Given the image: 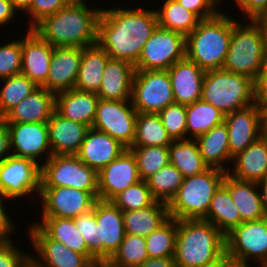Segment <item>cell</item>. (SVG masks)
<instances>
[{
  "instance_id": "35",
  "label": "cell",
  "mask_w": 267,
  "mask_h": 267,
  "mask_svg": "<svg viewBox=\"0 0 267 267\" xmlns=\"http://www.w3.org/2000/svg\"><path fill=\"white\" fill-rule=\"evenodd\" d=\"M170 163L184 178L198 175L209 169L204 162L195 139L175 140L169 145Z\"/></svg>"
},
{
  "instance_id": "30",
  "label": "cell",
  "mask_w": 267,
  "mask_h": 267,
  "mask_svg": "<svg viewBox=\"0 0 267 267\" xmlns=\"http://www.w3.org/2000/svg\"><path fill=\"white\" fill-rule=\"evenodd\" d=\"M195 140L200 154L209 168H218L225 172L229 171L230 165L227 168V164H231L233 158L230 156L228 128L224 122L216 125Z\"/></svg>"
},
{
  "instance_id": "31",
  "label": "cell",
  "mask_w": 267,
  "mask_h": 267,
  "mask_svg": "<svg viewBox=\"0 0 267 267\" xmlns=\"http://www.w3.org/2000/svg\"><path fill=\"white\" fill-rule=\"evenodd\" d=\"M110 56L97 43L82 48V59L74 89L98 93L105 65Z\"/></svg>"
},
{
  "instance_id": "32",
  "label": "cell",
  "mask_w": 267,
  "mask_h": 267,
  "mask_svg": "<svg viewBox=\"0 0 267 267\" xmlns=\"http://www.w3.org/2000/svg\"><path fill=\"white\" fill-rule=\"evenodd\" d=\"M122 215L125 233L144 238L170 218L168 205L159 201L147 208L123 211Z\"/></svg>"
},
{
  "instance_id": "60",
  "label": "cell",
  "mask_w": 267,
  "mask_h": 267,
  "mask_svg": "<svg viewBox=\"0 0 267 267\" xmlns=\"http://www.w3.org/2000/svg\"><path fill=\"white\" fill-rule=\"evenodd\" d=\"M249 263L232 260L227 254L224 255V267H249Z\"/></svg>"
},
{
  "instance_id": "11",
  "label": "cell",
  "mask_w": 267,
  "mask_h": 267,
  "mask_svg": "<svg viewBox=\"0 0 267 267\" xmlns=\"http://www.w3.org/2000/svg\"><path fill=\"white\" fill-rule=\"evenodd\" d=\"M186 57V37L157 26L143 46L135 70H168Z\"/></svg>"
},
{
  "instance_id": "52",
  "label": "cell",
  "mask_w": 267,
  "mask_h": 267,
  "mask_svg": "<svg viewBox=\"0 0 267 267\" xmlns=\"http://www.w3.org/2000/svg\"><path fill=\"white\" fill-rule=\"evenodd\" d=\"M243 12L244 20H252L255 16L267 12V0H234ZM247 15V16H246Z\"/></svg>"
},
{
  "instance_id": "17",
  "label": "cell",
  "mask_w": 267,
  "mask_h": 267,
  "mask_svg": "<svg viewBox=\"0 0 267 267\" xmlns=\"http://www.w3.org/2000/svg\"><path fill=\"white\" fill-rule=\"evenodd\" d=\"M7 125L11 155L30 158L38 164L42 156L46 158L44 162L52 156L47 122L7 123Z\"/></svg>"
},
{
  "instance_id": "61",
  "label": "cell",
  "mask_w": 267,
  "mask_h": 267,
  "mask_svg": "<svg viewBox=\"0 0 267 267\" xmlns=\"http://www.w3.org/2000/svg\"><path fill=\"white\" fill-rule=\"evenodd\" d=\"M89 267H117L113 265L109 260H96L93 261Z\"/></svg>"
},
{
  "instance_id": "64",
  "label": "cell",
  "mask_w": 267,
  "mask_h": 267,
  "mask_svg": "<svg viewBox=\"0 0 267 267\" xmlns=\"http://www.w3.org/2000/svg\"><path fill=\"white\" fill-rule=\"evenodd\" d=\"M216 2L217 5L224 3L223 0H214ZM221 2V3H220Z\"/></svg>"
},
{
  "instance_id": "45",
  "label": "cell",
  "mask_w": 267,
  "mask_h": 267,
  "mask_svg": "<svg viewBox=\"0 0 267 267\" xmlns=\"http://www.w3.org/2000/svg\"><path fill=\"white\" fill-rule=\"evenodd\" d=\"M163 126L173 141L187 138L186 106L172 103L158 113Z\"/></svg>"
},
{
  "instance_id": "55",
  "label": "cell",
  "mask_w": 267,
  "mask_h": 267,
  "mask_svg": "<svg viewBox=\"0 0 267 267\" xmlns=\"http://www.w3.org/2000/svg\"><path fill=\"white\" fill-rule=\"evenodd\" d=\"M18 12L14 9L10 0H0V27L6 25L16 17Z\"/></svg>"
},
{
  "instance_id": "24",
  "label": "cell",
  "mask_w": 267,
  "mask_h": 267,
  "mask_svg": "<svg viewBox=\"0 0 267 267\" xmlns=\"http://www.w3.org/2000/svg\"><path fill=\"white\" fill-rule=\"evenodd\" d=\"M125 149L110 135L90 127L76 156L87 166L99 172Z\"/></svg>"
},
{
  "instance_id": "4",
  "label": "cell",
  "mask_w": 267,
  "mask_h": 267,
  "mask_svg": "<svg viewBox=\"0 0 267 267\" xmlns=\"http://www.w3.org/2000/svg\"><path fill=\"white\" fill-rule=\"evenodd\" d=\"M222 10L201 20L186 37V57L204 71L222 69L229 49L233 18Z\"/></svg>"
},
{
  "instance_id": "27",
  "label": "cell",
  "mask_w": 267,
  "mask_h": 267,
  "mask_svg": "<svg viewBox=\"0 0 267 267\" xmlns=\"http://www.w3.org/2000/svg\"><path fill=\"white\" fill-rule=\"evenodd\" d=\"M232 163L233 169L227 173L234 178L252 182L264 179L267 176V135L234 156Z\"/></svg>"
},
{
  "instance_id": "38",
  "label": "cell",
  "mask_w": 267,
  "mask_h": 267,
  "mask_svg": "<svg viewBox=\"0 0 267 267\" xmlns=\"http://www.w3.org/2000/svg\"><path fill=\"white\" fill-rule=\"evenodd\" d=\"M172 142L159 114H137L135 138L131 147L169 146Z\"/></svg>"
},
{
  "instance_id": "46",
  "label": "cell",
  "mask_w": 267,
  "mask_h": 267,
  "mask_svg": "<svg viewBox=\"0 0 267 267\" xmlns=\"http://www.w3.org/2000/svg\"><path fill=\"white\" fill-rule=\"evenodd\" d=\"M20 39L0 44V80L21 73L22 38Z\"/></svg>"
},
{
  "instance_id": "14",
  "label": "cell",
  "mask_w": 267,
  "mask_h": 267,
  "mask_svg": "<svg viewBox=\"0 0 267 267\" xmlns=\"http://www.w3.org/2000/svg\"><path fill=\"white\" fill-rule=\"evenodd\" d=\"M41 218H76L93 209L97 199L71 187H41Z\"/></svg>"
},
{
  "instance_id": "54",
  "label": "cell",
  "mask_w": 267,
  "mask_h": 267,
  "mask_svg": "<svg viewBox=\"0 0 267 267\" xmlns=\"http://www.w3.org/2000/svg\"><path fill=\"white\" fill-rule=\"evenodd\" d=\"M11 155L10 136L7 123L0 118V163Z\"/></svg>"
},
{
  "instance_id": "50",
  "label": "cell",
  "mask_w": 267,
  "mask_h": 267,
  "mask_svg": "<svg viewBox=\"0 0 267 267\" xmlns=\"http://www.w3.org/2000/svg\"><path fill=\"white\" fill-rule=\"evenodd\" d=\"M187 10L193 12L200 20L215 17L221 10L214 0H177Z\"/></svg>"
},
{
  "instance_id": "26",
  "label": "cell",
  "mask_w": 267,
  "mask_h": 267,
  "mask_svg": "<svg viewBox=\"0 0 267 267\" xmlns=\"http://www.w3.org/2000/svg\"><path fill=\"white\" fill-rule=\"evenodd\" d=\"M135 66L127 61L109 58L97 96L102 100H130Z\"/></svg>"
},
{
  "instance_id": "56",
  "label": "cell",
  "mask_w": 267,
  "mask_h": 267,
  "mask_svg": "<svg viewBox=\"0 0 267 267\" xmlns=\"http://www.w3.org/2000/svg\"><path fill=\"white\" fill-rule=\"evenodd\" d=\"M136 267H176L173 257L148 258L144 263Z\"/></svg>"
},
{
  "instance_id": "3",
  "label": "cell",
  "mask_w": 267,
  "mask_h": 267,
  "mask_svg": "<svg viewBox=\"0 0 267 267\" xmlns=\"http://www.w3.org/2000/svg\"><path fill=\"white\" fill-rule=\"evenodd\" d=\"M226 254L225 235L203 219L177 220L176 267H204Z\"/></svg>"
},
{
  "instance_id": "22",
  "label": "cell",
  "mask_w": 267,
  "mask_h": 267,
  "mask_svg": "<svg viewBox=\"0 0 267 267\" xmlns=\"http://www.w3.org/2000/svg\"><path fill=\"white\" fill-rule=\"evenodd\" d=\"M167 71L175 103L187 106L201 100L206 71L187 57L174 63Z\"/></svg>"
},
{
  "instance_id": "51",
  "label": "cell",
  "mask_w": 267,
  "mask_h": 267,
  "mask_svg": "<svg viewBox=\"0 0 267 267\" xmlns=\"http://www.w3.org/2000/svg\"><path fill=\"white\" fill-rule=\"evenodd\" d=\"M255 103L262 108L267 107V55L261 67V72L254 81Z\"/></svg>"
},
{
  "instance_id": "42",
  "label": "cell",
  "mask_w": 267,
  "mask_h": 267,
  "mask_svg": "<svg viewBox=\"0 0 267 267\" xmlns=\"http://www.w3.org/2000/svg\"><path fill=\"white\" fill-rule=\"evenodd\" d=\"M141 180L146 181L159 169L170 163L169 146L131 147Z\"/></svg>"
},
{
  "instance_id": "5",
  "label": "cell",
  "mask_w": 267,
  "mask_h": 267,
  "mask_svg": "<svg viewBox=\"0 0 267 267\" xmlns=\"http://www.w3.org/2000/svg\"><path fill=\"white\" fill-rule=\"evenodd\" d=\"M226 173L218 168H209L201 174L184 178L168 204L170 217L177 220L204 219Z\"/></svg>"
},
{
  "instance_id": "39",
  "label": "cell",
  "mask_w": 267,
  "mask_h": 267,
  "mask_svg": "<svg viewBox=\"0 0 267 267\" xmlns=\"http://www.w3.org/2000/svg\"><path fill=\"white\" fill-rule=\"evenodd\" d=\"M183 181V174L171 163L146 180L153 199L167 205L176 195Z\"/></svg>"
},
{
  "instance_id": "15",
  "label": "cell",
  "mask_w": 267,
  "mask_h": 267,
  "mask_svg": "<svg viewBox=\"0 0 267 267\" xmlns=\"http://www.w3.org/2000/svg\"><path fill=\"white\" fill-rule=\"evenodd\" d=\"M28 228L30 243L38 254L34 257L31 253V267H89L92 263L86 255L49 238L36 224L32 223Z\"/></svg>"
},
{
  "instance_id": "49",
  "label": "cell",
  "mask_w": 267,
  "mask_h": 267,
  "mask_svg": "<svg viewBox=\"0 0 267 267\" xmlns=\"http://www.w3.org/2000/svg\"><path fill=\"white\" fill-rule=\"evenodd\" d=\"M13 242H0V267H31V255L19 250Z\"/></svg>"
},
{
  "instance_id": "53",
  "label": "cell",
  "mask_w": 267,
  "mask_h": 267,
  "mask_svg": "<svg viewBox=\"0 0 267 267\" xmlns=\"http://www.w3.org/2000/svg\"><path fill=\"white\" fill-rule=\"evenodd\" d=\"M8 200L0 194V242H6L12 240L10 234L14 232V223L9 218L8 213L6 212V208L4 206V201Z\"/></svg>"
},
{
  "instance_id": "20",
  "label": "cell",
  "mask_w": 267,
  "mask_h": 267,
  "mask_svg": "<svg viewBox=\"0 0 267 267\" xmlns=\"http://www.w3.org/2000/svg\"><path fill=\"white\" fill-rule=\"evenodd\" d=\"M82 59V48L54 47L46 82L42 87L55 94L74 89Z\"/></svg>"
},
{
  "instance_id": "19",
  "label": "cell",
  "mask_w": 267,
  "mask_h": 267,
  "mask_svg": "<svg viewBox=\"0 0 267 267\" xmlns=\"http://www.w3.org/2000/svg\"><path fill=\"white\" fill-rule=\"evenodd\" d=\"M94 215L98 225V260H109L126 235L122 211L111 201L97 200Z\"/></svg>"
},
{
  "instance_id": "37",
  "label": "cell",
  "mask_w": 267,
  "mask_h": 267,
  "mask_svg": "<svg viewBox=\"0 0 267 267\" xmlns=\"http://www.w3.org/2000/svg\"><path fill=\"white\" fill-rule=\"evenodd\" d=\"M161 9L156 10L158 26L178 32L187 37L201 21L193 12L177 0H164Z\"/></svg>"
},
{
  "instance_id": "57",
  "label": "cell",
  "mask_w": 267,
  "mask_h": 267,
  "mask_svg": "<svg viewBox=\"0 0 267 267\" xmlns=\"http://www.w3.org/2000/svg\"><path fill=\"white\" fill-rule=\"evenodd\" d=\"M252 21L260 30L263 46L267 53V12L255 16Z\"/></svg>"
},
{
  "instance_id": "41",
  "label": "cell",
  "mask_w": 267,
  "mask_h": 267,
  "mask_svg": "<svg viewBox=\"0 0 267 267\" xmlns=\"http://www.w3.org/2000/svg\"><path fill=\"white\" fill-rule=\"evenodd\" d=\"M177 234V219L170 217L162 226L145 237L149 258L173 257Z\"/></svg>"
},
{
  "instance_id": "10",
  "label": "cell",
  "mask_w": 267,
  "mask_h": 267,
  "mask_svg": "<svg viewBox=\"0 0 267 267\" xmlns=\"http://www.w3.org/2000/svg\"><path fill=\"white\" fill-rule=\"evenodd\" d=\"M225 242L232 260L249 263L252 259L259 262L258 267H267V217L241 223L225 236Z\"/></svg>"
},
{
  "instance_id": "21",
  "label": "cell",
  "mask_w": 267,
  "mask_h": 267,
  "mask_svg": "<svg viewBox=\"0 0 267 267\" xmlns=\"http://www.w3.org/2000/svg\"><path fill=\"white\" fill-rule=\"evenodd\" d=\"M53 48L34 30L27 29L26 36L22 38L21 74L42 86L47 80Z\"/></svg>"
},
{
  "instance_id": "25",
  "label": "cell",
  "mask_w": 267,
  "mask_h": 267,
  "mask_svg": "<svg viewBox=\"0 0 267 267\" xmlns=\"http://www.w3.org/2000/svg\"><path fill=\"white\" fill-rule=\"evenodd\" d=\"M56 94L39 86L11 108L2 119L6 123L48 122L55 111Z\"/></svg>"
},
{
  "instance_id": "23",
  "label": "cell",
  "mask_w": 267,
  "mask_h": 267,
  "mask_svg": "<svg viewBox=\"0 0 267 267\" xmlns=\"http://www.w3.org/2000/svg\"><path fill=\"white\" fill-rule=\"evenodd\" d=\"M52 155H76L89 126L66 119L56 111L47 122Z\"/></svg>"
},
{
  "instance_id": "48",
  "label": "cell",
  "mask_w": 267,
  "mask_h": 267,
  "mask_svg": "<svg viewBox=\"0 0 267 267\" xmlns=\"http://www.w3.org/2000/svg\"><path fill=\"white\" fill-rule=\"evenodd\" d=\"M71 0H33L28 14L29 29H32L37 23L48 15L56 13L65 7Z\"/></svg>"
},
{
  "instance_id": "65",
  "label": "cell",
  "mask_w": 267,
  "mask_h": 267,
  "mask_svg": "<svg viewBox=\"0 0 267 267\" xmlns=\"http://www.w3.org/2000/svg\"><path fill=\"white\" fill-rule=\"evenodd\" d=\"M264 113H267V107H266V108H264Z\"/></svg>"
},
{
  "instance_id": "34",
  "label": "cell",
  "mask_w": 267,
  "mask_h": 267,
  "mask_svg": "<svg viewBox=\"0 0 267 267\" xmlns=\"http://www.w3.org/2000/svg\"><path fill=\"white\" fill-rule=\"evenodd\" d=\"M49 238L59 241L70 250L86 255L89 249L72 218H42L34 222Z\"/></svg>"
},
{
  "instance_id": "40",
  "label": "cell",
  "mask_w": 267,
  "mask_h": 267,
  "mask_svg": "<svg viewBox=\"0 0 267 267\" xmlns=\"http://www.w3.org/2000/svg\"><path fill=\"white\" fill-rule=\"evenodd\" d=\"M0 89V118L11 108L26 98L39 86L23 74L12 75L1 79Z\"/></svg>"
},
{
  "instance_id": "62",
  "label": "cell",
  "mask_w": 267,
  "mask_h": 267,
  "mask_svg": "<svg viewBox=\"0 0 267 267\" xmlns=\"http://www.w3.org/2000/svg\"><path fill=\"white\" fill-rule=\"evenodd\" d=\"M204 267H224V256L215 263L206 265Z\"/></svg>"
},
{
  "instance_id": "13",
  "label": "cell",
  "mask_w": 267,
  "mask_h": 267,
  "mask_svg": "<svg viewBox=\"0 0 267 267\" xmlns=\"http://www.w3.org/2000/svg\"><path fill=\"white\" fill-rule=\"evenodd\" d=\"M41 164L10 155L0 163V194L10 200L40 195Z\"/></svg>"
},
{
  "instance_id": "33",
  "label": "cell",
  "mask_w": 267,
  "mask_h": 267,
  "mask_svg": "<svg viewBox=\"0 0 267 267\" xmlns=\"http://www.w3.org/2000/svg\"><path fill=\"white\" fill-rule=\"evenodd\" d=\"M203 220L213 224L225 236L242 223L238 208L223 184L215 191L207 215Z\"/></svg>"
},
{
  "instance_id": "59",
  "label": "cell",
  "mask_w": 267,
  "mask_h": 267,
  "mask_svg": "<svg viewBox=\"0 0 267 267\" xmlns=\"http://www.w3.org/2000/svg\"><path fill=\"white\" fill-rule=\"evenodd\" d=\"M14 9L17 12H23L24 14L30 9L33 0H10Z\"/></svg>"
},
{
  "instance_id": "29",
  "label": "cell",
  "mask_w": 267,
  "mask_h": 267,
  "mask_svg": "<svg viewBox=\"0 0 267 267\" xmlns=\"http://www.w3.org/2000/svg\"><path fill=\"white\" fill-rule=\"evenodd\" d=\"M222 184L238 208L242 223L266 217L257 182L239 180L226 173Z\"/></svg>"
},
{
  "instance_id": "63",
  "label": "cell",
  "mask_w": 267,
  "mask_h": 267,
  "mask_svg": "<svg viewBox=\"0 0 267 267\" xmlns=\"http://www.w3.org/2000/svg\"><path fill=\"white\" fill-rule=\"evenodd\" d=\"M264 127H265V134L267 135V113H264Z\"/></svg>"
},
{
  "instance_id": "58",
  "label": "cell",
  "mask_w": 267,
  "mask_h": 267,
  "mask_svg": "<svg viewBox=\"0 0 267 267\" xmlns=\"http://www.w3.org/2000/svg\"><path fill=\"white\" fill-rule=\"evenodd\" d=\"M265 215L267 217V176L257 182ZM261 188V189H260Z\"/></svg>"
},
{
  "instance_id": "8",
  "label": "cell",
  "mask_w": 267,
  "mask_h": 267,
  "mask_svg": "<svg viewBox=\"0 0 267 267\" xmlns=\"http://www.w3.org/2000/svg\"><path fill=\"white\" fill-rule=\"evenodd\" d=\"M41 187H71L98 200V172L76 155H52L41 163Z\"/></svg>"
},
{
  "instance_id": "1",
  "label": "cell",
  "mask_w": 267,
  "mask_h": 267,
  "mask_svg": "<svg viewBox=\"0 0 267 267\" xmlns=\"http://www.w3.org/2000/svg\"><path fill=\"white\" fill-rule=\"evenodd\" d=\"M139 7L101 10L97 43L110 58L133 65L138 62L143 46L158 26L156 11Z\"/></svg>"
},
{
  "instance_id": "12",
  "label": "cell",
  "mask_w": 267,
  "mask_h": 267,
  "mask_svg": "<svg viewBox=\"0 0 267 267\" xmlns=\"http://www.w3.org/2000/svg\"><path fill=\"white\" fill-rule=\"evenodd\" d=\"M137 114L131 99L119 101L99 99L92 127L110 135L129 149L135 138Z\"/></svg>"
},
{
  "instance_id": "36",
  "label": "cell",
  "mask_w": 267,
  "mask_h": 267,
  "mask_svg": "<svg viewBox=\"0 0 267 267\" xmlns=\"http://www.w3.org/2000/svg\"><path fill=\"white\" fill-rule=\"evenodd\" d=\"M225 115L202 99L186 106L187 137L196 139L224 122ZM192 135V136H191Z\"/></svg>"
},
{
  "instance_id": "6",
  "label": "cell",
  "mask_w": 267,
  "mask_h": 267,
  "mask_svg": "<svg viewBox=\"0 0 267 267\" xmlns=\"http://www.w3.org/2000/svg\"><path fill=\"white\" fill-rule=\"evenodd\" d=\"M201 99L228 115L255 104L254 80L224 69L206 71Z\"/></svg>"
},
{
  "instance_id": "47",
  "label": "cell",
  "mask_w": 267,
  "mask_h": 267,
  "mask_svg": "<svg viewBox=\"0 0 267 267\" xmlns=\"http://www.w3.org/2000/svg\"><path fill=\"white\" fill-rule=\"evenodd\" d=\"M73 219L89 249V259L92 262L98 260V225L95 220L94 207Z\"/></svg>"
},
{
  "instance_id": "7",
  "label": "cell",
  "mask_w": 267,
  "mask_h": 267,
  "mask_svg": "<svg viewBox=\"0 0 267 267\" xmlns=\"http://www.w3.org/2000/svg\"><path fill=\"white\" fill-rule=\"evenodd\" d=\"M236 20L233 18L231 41L222 69L255 81L267 55L261 33L252 20H246V24Z\"/></svg>"
},
{
  "instance_id": "18",
  "label": "cell",
  "mask_w": 267,
  "mask_h": 267,
  "mask_svg": "<svg viewBox=\"0 0 267 267\" xmlns=\"http://www.w3.org/2000/svg\"><path fill=\"white\" fill-rule=\"evenodd\" d=\"M140 180L136 159L129 149H125L98 172V200L111 201Z\"/></svg>"
},
{
  "instance_id": "43",
  "label": "cell",
  "mask_w": 267,
  "mask_h": 267,
  "mask_svg": "<svg viewBox=\"0 0 267 267\" xmlns=\"http://www.w3.org/2000/svg\"><path fill=\"white\" fill-rule=\"evenodd\" d=\"M145 238L126 234L109 261L117 267H136L148 259Z\"/></svg>"
},
{
  "instance_id": "2",
  "label": "cell",
  "mask_w": 267,
  "mask_h": 267,
  "mask_svg": "<svg viewBox=\"0 0 267 267\" xmlns=\"http://www.w3.org/2000/svg\"><path fill=\"white\" fill-rule=\"evenodd\" d=\"M101 10L91 9L85 0H71L56 13L43 18L32 30L53 47H88L97 44Z\"/></svg>"
},
{
  "instance_id": "28",
  "label": "cell",
  "mask_w": 267,
  "mask_h": 267,
  "mask_svg": "<svg viewBox=\"0 0 267 267\" xmlns=\"http://www.w3.org/2000/svg\"><path fill=\"white\" fill-rule=\"evenodd\" d=\"M98 101L96 93L71 89L56 94L55 111L66 119L92 127Z\"/></svg>"
},
{
  "instance_id": "44",
  "label": "cell",
  "mask_w": 267,
  "mask_h": 267,
  "mask_svg": "<svg viewBox=\"0 0 267 267\" xmlns=\"http://www.w3.org/2000/svg\"><path fill=\"white\" fill-rule=\"evenodd\" d=\"M111 202L123 212L147 208L155 200L150 193L147 182L140 180L116 195Z\"/></svg>"
},
{
  "instance_id": "9",
  "label": "cell",
  "mask_w": 267,
  "mask_h": 267,
  "mask_svg": "<svg viewBox=\"0 0 267 267\" xmlns=\"http://www.w3.org/2000/svg\"><path fill=\"white\" fill-rule=\"evenodd\" d=\"M131 101L137 113L154 114L175 103L168 71L135 70Z\"/></svg>"
},
{
  "instance_id": "16",
  "label": "cell",
  "mask_w": 267,
  "mask_h": 267,
  "mask_svg": "<svg viewBox=\"0 0 267 267\" xmlns=\"http://www.w3.org/2000/svg\"><path fill=\"white\" fill-rule=\"evenodd\" d=\"M228 128L229 152L233 158L265 134L264 108L252 104L225 115Z\"/></svg>"
}]
</instances>
